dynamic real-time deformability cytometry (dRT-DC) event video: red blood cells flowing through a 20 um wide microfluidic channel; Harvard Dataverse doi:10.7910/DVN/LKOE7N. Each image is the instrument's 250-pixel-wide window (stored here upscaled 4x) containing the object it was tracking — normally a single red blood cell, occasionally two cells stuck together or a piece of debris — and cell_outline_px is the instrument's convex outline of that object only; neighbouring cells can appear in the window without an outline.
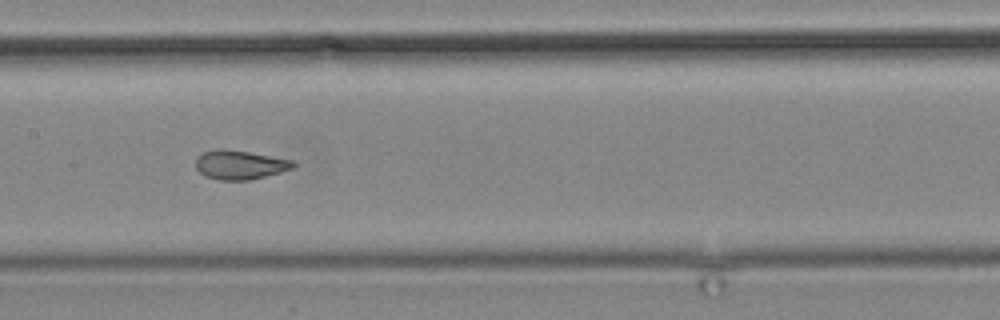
{"species": "common noctule bat (a hibernating species)", "species_latin": "Nyctalus noctula", "temperature_condition": "cold", "stored_images_in_passage": 16, "camera_frame_rate_fps": 3000, "um_per_image_px": 0.085, "animal": {"sex": "male", "body_mass_g": 19.2, "forearm_length_mm": 51.8}, "frame": {"image": 1, "passage_image": 12, "time_ms": 13.667, "image_size_px": [1000, 320], "cell_outline_px": [[296, 164], [292, 168], [280, 172], [248, 180], [220, 180], [204, 176], [196, 168], [196, 156], [204, 152], [216, 148], [224, 148], [248, 152], [292, 160]], "centroid_in_image_um": [20.33, 14.0], "position_along_channel_um": 187.1, "area_um2": 16.42}}
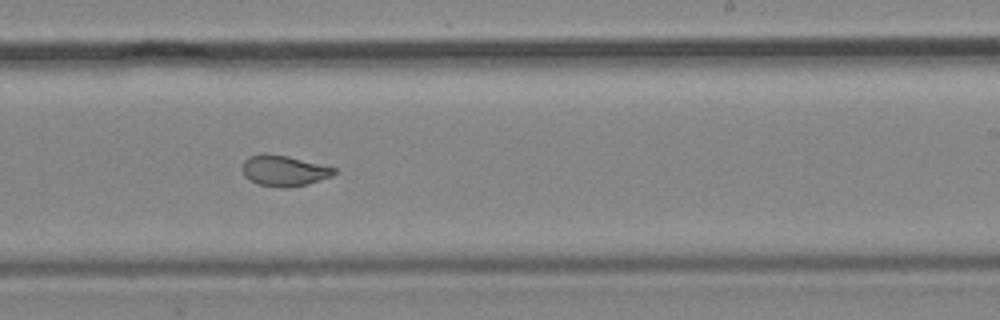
{"frame": {"image": 2, "passage_image": 14, "time_ms": 16.0, "image_size_px": [1000, 320], "cell_outline_px": [[336, 172], [332, 176], [308, 184], [284, 188], [256, 184], [248, 180], [244, 176], [240, 168], [244, 160], [248, 156], [260, 152], [264, 152], [288, 156], [336, 168]], "centroid_in_image_um": [24.06, 14.5], "position_along_channel_um": 264.9, "area_um2": 16.82}}